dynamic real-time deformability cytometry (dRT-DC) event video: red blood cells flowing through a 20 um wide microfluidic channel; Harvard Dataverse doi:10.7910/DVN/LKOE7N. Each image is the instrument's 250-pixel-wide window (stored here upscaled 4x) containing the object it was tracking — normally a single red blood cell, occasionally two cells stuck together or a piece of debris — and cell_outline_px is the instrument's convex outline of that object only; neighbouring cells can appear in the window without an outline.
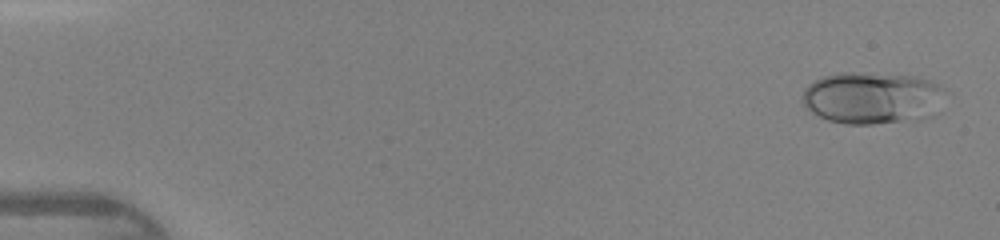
{"species": "human", "species_latin": "Homo sapiens", "temperature_condition": "warm", "stored_images_in_passage": 45, "camera_frame_rate_fps": 3000, "um_per_image_px": 0.085, "donor": {"sex": "female"}, "frame": {"image": 1, "passage_image": 2, "time_ms": 0.333, "image_size_px": [1000, 240], "cell_outline_px": [[944, 88], [900, 120], [872, 124], [844, 124], [828, 120], [812, 112], [800, 100], [800, 96], [804, 88], [808, 84], [820, 76], [840, 72], [852, 72], [912, 76], [932, 80], [940, 84]], "centroid_in_image_um": [73.68, 8.22], "position_along_channel_um": 11.3, "area_um2": 39.94}}
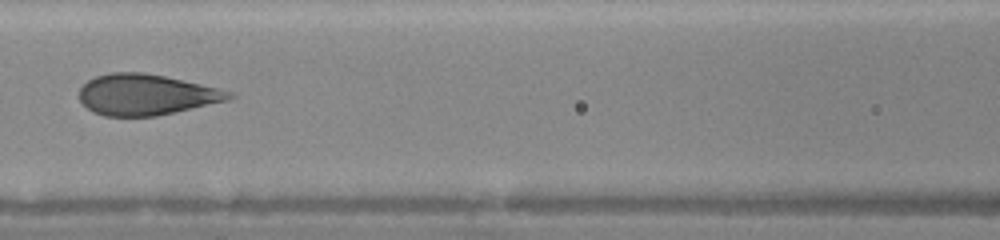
{"frame": {"image": 2, "passage_image": 21, "time_ms": 6.667, "image_size_px": [1000, 240], "cell_outline_px": [[236, 96], [228, 100], [156, 116], [104, 116], [92, 112], [80, 100], [80, 88], [88, 80], [96, 76], [112, 72], [144, 72], [164, 76], [200, 84], [232, 92]], "centroid_in_image_um": [12.4, 8.04], "position_along_channel_um": 154.2, "area_um2": 35.37}}
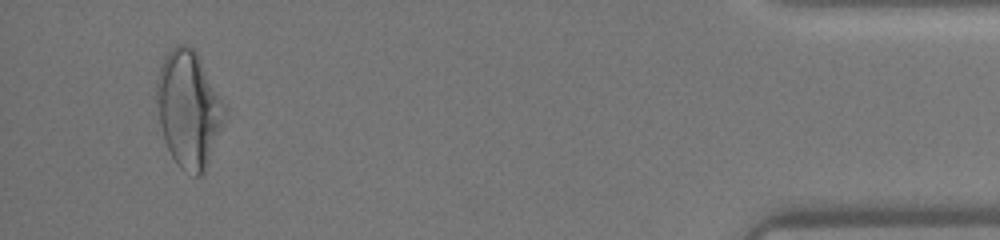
{"frame": {"image": 3, "passage_image": 43, "time_ms": 14.0, "image_size_px": [1000, 240], "cell_outline_px": [[228, 108], [224, 120], [208, 164], [204, 172], [200, 176], [196, 176], [184, 172], [176, 164], [164, 140], [156, 100], [156, 80], [160, 68], [168, 52], [176, 44], [184, 44], [196, 48]], "centroid_in_image_um": [16.07, 9.24], "position_along_channel_um": 419.1, "area_um2": 46.64}}